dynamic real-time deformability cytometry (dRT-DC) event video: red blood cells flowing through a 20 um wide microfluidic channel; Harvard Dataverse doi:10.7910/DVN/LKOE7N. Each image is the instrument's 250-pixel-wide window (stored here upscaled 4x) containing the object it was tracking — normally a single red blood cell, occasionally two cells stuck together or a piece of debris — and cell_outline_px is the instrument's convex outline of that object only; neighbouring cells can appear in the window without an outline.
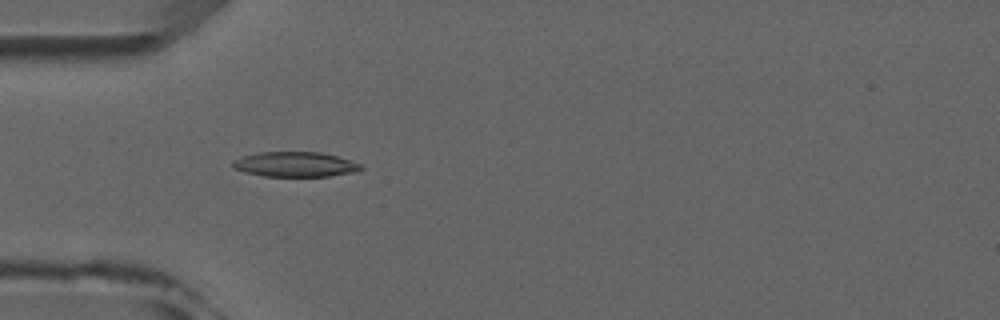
{"species": "common noctule bat (a hibernating species)", "species_latin": "Nyctalus noctula", "temperature_condition": "room temperature", "stored_images_in_passage": 5, "camera_frame_rate_fps": 3000, "um_per_image_px": 0.085, "animal": {"sex": "male", "forearm_length_mm": 52.5}, "frame": {"image": 1, "passage_image": 5, "time_ms": 4.667, "image_size_px": [1000, 320], "cell_outline_px": [[364, 168], [352, 172], [328, 176], [264, 176], [244, 172], [232, 168], [232, 160], [244, 156], [260, 152], [320, 152], [336, 156], [360, 164]], "centroid_in_image_um": [25.03, 13.97], "position_along_channel_um": 60.0, "area_um2": 18.44}}